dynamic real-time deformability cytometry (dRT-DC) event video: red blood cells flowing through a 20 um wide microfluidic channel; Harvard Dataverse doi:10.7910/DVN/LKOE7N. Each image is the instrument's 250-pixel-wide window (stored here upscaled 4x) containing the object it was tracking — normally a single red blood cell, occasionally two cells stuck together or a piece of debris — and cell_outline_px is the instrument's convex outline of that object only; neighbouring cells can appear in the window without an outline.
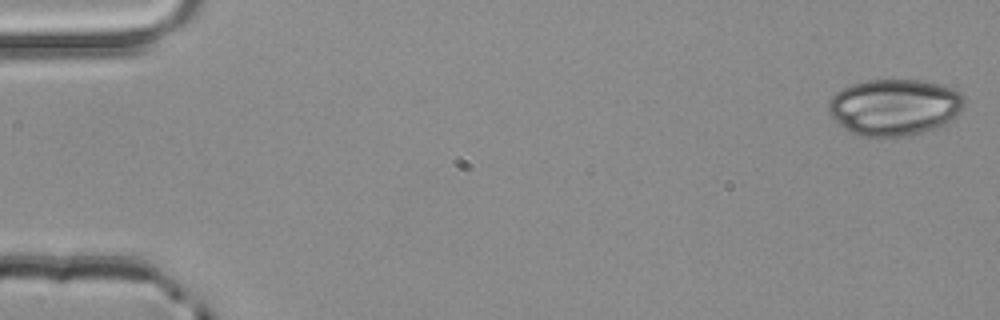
{"species": "common noctule bat (a hibernating species)", "species_latin": "Nyctalus noctula", "temperature_condition": "room temperature", "stored_images_in_passage": 4, "camera_frame_rate_fps": 3000, "um_per_image_px": 0.085, "animal": {"sex": "male", "body_mass_g": 20.4}, "frame": {"image": 1, "passage_image": 1, "time_ms": 0.0, "image_size_px": [1000, 320], "cell_outline_px": [[964, 104], [960, 112], [952, 120], [936, 128], [908, 136], [856, 136], [848, 132], [828, 112], [828, 100], [836, 92], [852, 84], [868, 80], [924, 80], [940, 84], [952, 88], [960, 92], [964, 96]], "centroid_in_image_um": [76.03, 9.11], "position_along_channel_um": 9.0, "area_um2": 44.91}}